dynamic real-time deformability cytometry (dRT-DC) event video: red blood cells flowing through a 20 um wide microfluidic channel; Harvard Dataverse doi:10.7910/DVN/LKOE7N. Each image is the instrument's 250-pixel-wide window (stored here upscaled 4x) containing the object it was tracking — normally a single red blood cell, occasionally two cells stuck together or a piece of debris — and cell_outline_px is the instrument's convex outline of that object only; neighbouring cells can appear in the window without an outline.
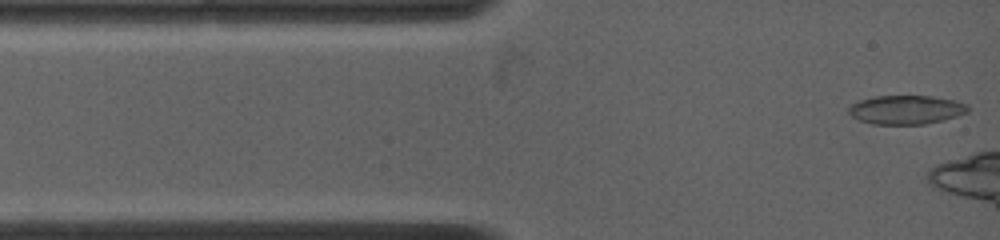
{"species": "common noctule bat (a hibernating species)", "species_latin": "Nyctalus noctula", "temperature_condition": "warm", "stored_images_in_passage": 7, "camera_frame_rate_fps": 4500, "um_per_image_px": 0.085, "animal": {"sex": "female", "body_mass_g": 19.0, "forearm_length_mm": 53.3}, "frame": {"image": 1, "passage_image": 1, "time_ms": 0.0, "image_size_px": [1000, 240], "cell_outline_px": [[968, 112], [956, 116], [924, 124], [872, 124], [860, 120], [852, 116], [848, 112], [848, 108], [852, 104], [860, 100], [876, 96], [932, 96], [956, 100], [968, 104]], "centroid_in_image_um": [77.02, 9.32], "position_along_channel_um": 8.0, "area_um2": 19.94}}